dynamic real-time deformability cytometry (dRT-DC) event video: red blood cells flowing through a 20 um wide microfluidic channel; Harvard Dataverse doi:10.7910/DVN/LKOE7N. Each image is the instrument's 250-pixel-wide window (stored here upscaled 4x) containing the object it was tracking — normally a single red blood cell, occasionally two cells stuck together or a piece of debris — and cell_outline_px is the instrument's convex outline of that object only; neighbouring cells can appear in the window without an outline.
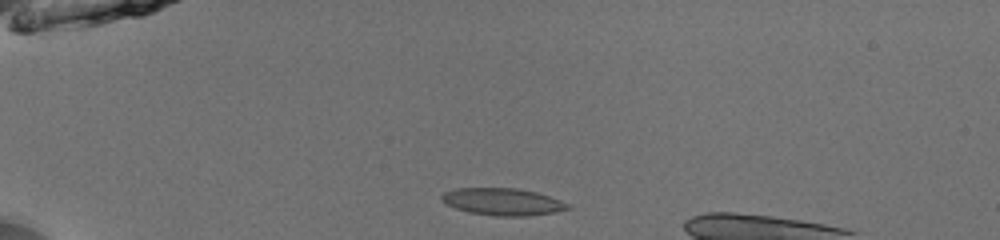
{"species": "common noctule bat (a hibernating species)", "species_latin": "Nyctalus noctula", "temperature_condition": "room temperature", "stored_images_in_passage": 35, "camera_frame_rate_fps": 3000, "um_per_image_px": 0.085, "animal": {"sex": "male", "body_mass_g": 13.0, "forearm_length_mm": 53.1}, "frame": {"image": 1, "passage_image": 1, "time_ms": 0.0, "image_size_px": [1000, 240], "cell_outline_px": [[572, 208], [556, 212], [528, 216], [496, 216], [468, 212], [456, 208], [440, 200], [440, 196], [444, 192], [456, 188], [516, 188], [536, 192], [560, 200], [568, 204]], "centroid_in_image_um": [42.72, 17.15], "position_along_channel_um": 42.3, "area_um2": 19.94}}
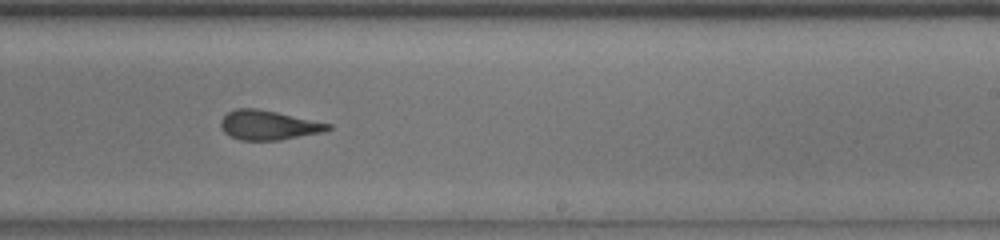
{"frame": {"image": 2, "passage_image": 21, "time_ms": 6.667, "image_size_px": [1000, 240], "cell_outline_px": [[332, 128], [324, 132], [280, 140], [240, 140], [224, 132], [220, 128], [220, 120], [228, 112], [236, 108], [256, 108], [276, 112], [332, 124]], "centroid_in_image_um": [22.81, 10.64], "position_along_channel_um": 266.2, "area_um2": 18.38}}
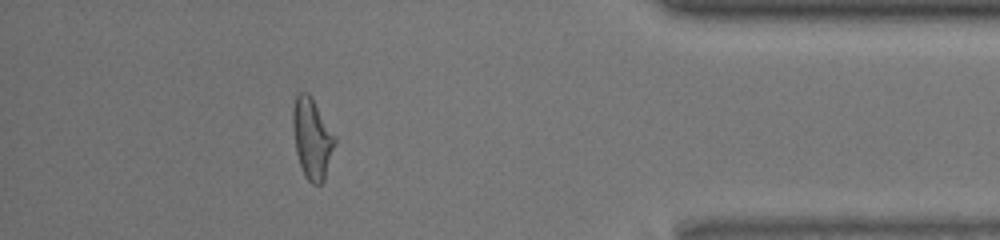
{"frame": {"image": 3, "passage_image": 34, "time_ms": 11.0, "image_size_px": [1000, 240], "cell_outline_px": [[336, 144], [324, 180], [320, 184], [312, 184], [304, 176], [296, 152], [292, 128], [292, 108], [296, 96], [300, 92], [308, 92], [312, 96], [336, 136]], "centroid_in_image_um": [26.53, 11.74], "position_along_channel_um": 408.7, "area_um2": 20.06}}